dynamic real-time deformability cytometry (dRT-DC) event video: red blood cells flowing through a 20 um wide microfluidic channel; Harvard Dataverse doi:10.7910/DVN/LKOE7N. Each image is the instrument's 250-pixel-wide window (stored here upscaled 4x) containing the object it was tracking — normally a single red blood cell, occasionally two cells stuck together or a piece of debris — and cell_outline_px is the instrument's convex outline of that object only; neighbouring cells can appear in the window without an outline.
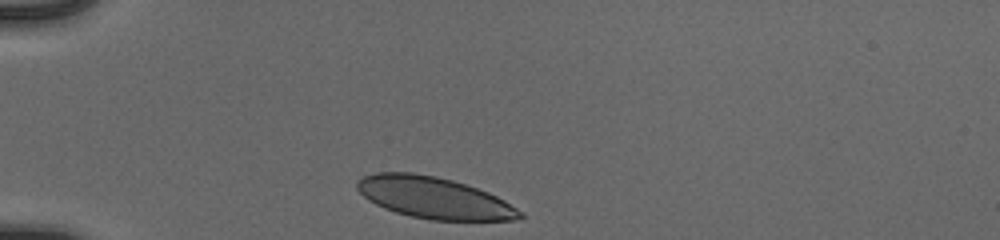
{"species": "human", "species_latin": "Homo sapiens", "temperature_condition": "cold", "stored_images_in_passage": 31, "camera_frame_rate_fps": 3000, "um_per_image_px": 0.085, "donor": {"sex": "male"}, "frame": {"image": 1, "passage_image": 1, "time_ms": 0.0, "image_size_px": [1000, 240], "cell_outline_px": [[524, 216], [520, 220], [432, 220], [412, 216], [396, 212], [384, 208], [368, 200], [356, 188], [356, 184], [364, 176], [376, 172], [412, 172], [436, 176], [452, 180], [488, 192], [504, 200], [524, 212]], "centroid_in_image_um": [36.91, 16.81], "position_along_channel_um": 48.1, "area_um2": 39.25}}
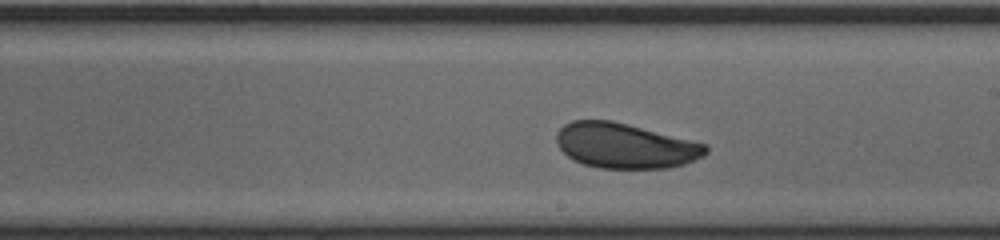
{"frame": {"image": 2, "passage_image": 18, "time_ms": 5.667, "image_size_px": [1000, 240], "cell_outline_px": [[708, 152], [704, 156], [684, 164], [668, 168], [600, 168], [584, 164], [568, 156], [556, 144], [556, 132], [564, 124], [572, 120], [612, 120], [708, 144]], "centroid_in_image_um": [53.14, 12.38], "position_along_channel_um": 235.9, "area_um2": 39.3}}
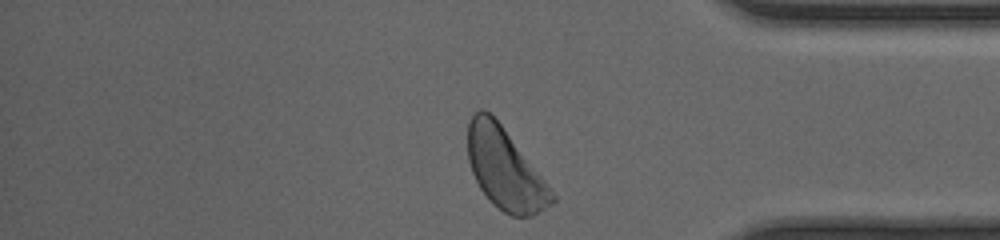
{"frame": {"image": 3, "passage_image": 31, "time_ms": 10.0, "image_size_px": [1000, 240], "cell_outline_px": [[556, 200], [552, 204], [532, 216], [512, 216], [504, 212], [492, 204], [480, 188], [472, 172], [468, 160], [468, 120], [480, 108], [488, 112], [500, 124], [544, 180], [556, 196]], "centroid_in_image_um": [42.9, 14.39], "position_along_channel_um": 392.3, "area_um2": 38.9}, "authors_computed_cell_mechanics": {"area_um2": 39.5352, "velocity_mm_per_s": 3.9034, "shape_relaxation_time_tau1_ms": 3.5315, "shape_relaxation_time_tau2_ms": null, "deformation_change_tau1": 0.1067, "deformation_change_tau2": null}}